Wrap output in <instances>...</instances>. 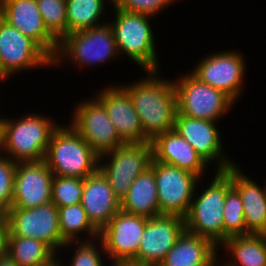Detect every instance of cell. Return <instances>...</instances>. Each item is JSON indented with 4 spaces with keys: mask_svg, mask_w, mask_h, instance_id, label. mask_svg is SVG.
Instances as JSON below:
<instances>
[{
    "mask_svg": "<svg viewBox=\"0 0 266 266\" xmlns=\"http://www.w3.org/2000/svg\"><path fill=\"white\" fill-rule=\"evenodd\" d=\"M48 31L60 42L67 34L66 0H36Z\"/></svg>",
    "mask_w": 266,
    "mask_h": 266,
    "instance_id": "cell-30",
    "label": "cell"
},
{
    "mask_svg": "<svg viewBox=\"0 0 266 266\" xmlns=\"http://www.w3.org/2000/svg\"><path fill=\"white\" fill-rule=\"evenodd\" d=\"M83 179L77 177H53L51 202L57 207L81 203Z\"/></svg>",
    "mask_w": 266,
    "mask_h": 266,
    "instance_id": "cell-31",
    "label": "cell"
},
{
    "mask_svg": "<svg viewBox=\"0 0 266 266\" xmlns=\"http://www.w3.org/2000/svg\"><path fill=\"white\" fill-rule=\"evenodd\" d=\"M185 230L184 218L178 215L160 214L147 218L138 255L130 263L159 266Z\"/></svg>",
    "mask_w": 266,
    "mask_h": 266,
    "instance_id": "cell-15",
    "label": "cell"
},
{
    "mask_svg": "<svg viewBox=\"0 0 266 266\" xmlns=\"http://www.w3.org/2000/svg\"><path fill=\"white\" fill-rule=\"evenodd\" d=\"M239 193L232 187L226 193L223 208V243L231 236L249 235Z\"/></svg>",
    "mask_w": 266,
    "mask_h": 266,
    "instance_id": "cell-29",
    "label": "cell"
},
{
    "mask_svg": "<svg viewBox=\"0 0 266 266\" xmlns=\"http://www.w3.org/2000/svg\"><path fill=\"white\" fill-rule=\"evenodd\" d=\"M121 210L146 218L160 215L156 178L151 167L135 178L121 201Z\"/></svg>",
    "mask_w": 266,
    "mask_h": 266,
    "instance_id": "cell-24",
    "label": "cell"
},
{
    "mask_svg": "<svg viewBox=\"0 0 266 266\" xmlns=\"http://www.w3.org/2000/svg\"><path fill=\"white\" fill-rule=\"evenodd\" d=\"M3 121L2 117H0V156L3 154Z\"/></svg>",
    "mask_w": 266,
    "mask_h": 266,
    "instance_id": "cell-38",
    "label": "cell"
},
{
    "mask_svg": "<svg viewBox=\"0 0 266 266\" xmlns=\"http://www.w3.org/2000/svg\"><path fill=\"white\" fill-rule=\"evenodd\" d=\"M217 122L194 119L180 114L175 117V131L183 137L208 165L216 162L217 171H225L236 164L224 154L222 139L216 126ZM226 156V157H225ZM218 161V162H217Z\"/></svg>",
    "mask_w": 266,
    "mask_h": 266,
    "instance_id": "cell-16",
    "label": "cell"
},
{
    "mask_svg": "<svg viewBox=\"0 0 266 266\" xmlns=\"http://www.w3.org/2000/svg\"><path fill=\"white\" fill-rule=\"evenodd\" d=\"M81 204L89 221L99 232L121 210L120 200L99 170L83 179Z\"/></svg>",
    "mask_w": 266,
    "mask_h": 266,
    "instance_id": "cell-21",
    "label": "cell"
},
{
    "mask_svg": "<svg viewBox=\"0 0 266 266\" xmlns=\"http://www.w3.org/2000/svg\"><path fill=\"white\" fill-rule=\"evenodd\" d=\"M85 100L75 106L70 125L99 156L123 145L104 106L95 97Z\"/></svg>",
    "mask_w": 266,
    "mask_h": 266,
    "instance_id": "cell-14",
    "label": "cell"
},
{
    "mask_svg": "<svg viewBox=\"0 0 266 266\" xmlns=\"http://www.w3.org/2000/svg\"><path fill=\"white\" fill-rule=\"evenodd\" d=\"M217 250L211 240L185 230L159 266H217Z\"/></svg>",
    "mask_w": 266,
    "mask_h": 266,
    "instance_id": "cell-23",
    "label": "cell"
},
{
    "mask_svg": "<svg viewBox=\"0 0 266 266\" xmlns=\"http://www.w3.org/2000/svg\"><path fill=\"white\" fill-rule=\"evenodd\" d=\"M0 17L55 58L59 41L45 27L36 0H0Z\"/></svg>",
    "mask_w": 266,
    "mask_h": 266,
    "instance_id": "cell-17",
    "label": "cell"
},
{
    "mask_svg": "<svg viewBox=\"0 0 266 266\" xmlns=\"http://www.w3.org/2000/svg\"><path fill=\"white\" fill-rule=\"evenodd\" d=\"M146 78L124 84L140 118L148 141L174 129L177 114L176 92L173 80L160 78L159 71H145Z\"/></svg>",
    "mask_w": 266,
    "mask_h": 266,
    "instance_id": "cell-1",
    "label": "cell"
},
{
    "mask_svg": "<svg viewBox=\"0 0 266 266\" xmlns=\"http://www.w3.org/2000/svg\"><path fill=\"white\" fill-rule=\"evenodd\" d=\"M123 84L110 85L95 98L104 106L107 116L124 143H146L148 140L142 130L140 118L134 108L128 92Z\"/></svg>",
    "mask_w": 266,
    "mask_h": 266,
    "instance_id": "cell-19",
    "label": "cell"
},
{
    "mask_svg": "<svg viewBox=\"0 0 266 266\" xmlns=\"http://www.w3.org/2000/svg\"><path fill=\"white\" fill-rule=\"evenodd\" d=\"M95 242L98 244L96 245ZM77 244L78 246H76ZM76 246V250L71 256L72 260L69 266H104L105 260L101 257L102 252L105 254L104 246L102 241L97 238L91 241H79V242H67L64 247ZM101 245V246H100ZM97 246H99L97 248ZM101 247V248H100ZM100 250V251H99ZM104 261V262H103Z\"/></svg>",
    "mask_w": 266,
    "mask_h": 266,
    "instance_id": "cell-32",
    "label": "cell"
},
{
    "mask_svg": "<svg viewBox=\"0 0 266 266\" xmlns=\"http://www.w3.org/2000/svg\"><path fill=\"white\" fill-rule=\"evenodd\" d=\"M4 252L18 266H38L59 254L41 240L21 236H5Z\"/></svg>",
    "mask_w": 266,
    "mask_h": 266,
    "instance_id": "cell-26",
    "label": "cell"
},
{
    "mask_svg": "<svg viewBox=\"0 0 266 266\" xmlns=\"http://www.w3.org/2000/svg\"><path fill=\"white\" fill-rule=\"evenodd\" d=\"M114 10L115 19L108 23L114 33L118 53L127 55L129 60L131 59L143 69V72L160 71L155 33L149 22L153 16L119 8Z\"/></svg>",
    "mask_w": 266,
    "mask_h": 266,
    "instance_id": "cell-4",
    "label": "cell"
},
{
    "mask_svg": "<svg viewBox=\"0 0 266 266\" xmlns=\"http://www.w3.org/2000/svg\"><path fill=\"white\" fill-rule=\"evenodd\" d=\"M147 218L119 210L99 232L105 255L111 263H130L139 252Z\"/></svg>",
    "mask_w": 266,
    "mask_h": 266,
    "instance_id": "cell-13",
    "label": "cell"
},
{
    "mask_svg": "<svg viewBox=\"0 0 266 266\" xmlns=\"http://www.w3.org/2000/svg\"><path fill=\"white\" fill-rule=\"evenodd\" d=\"M111 266H137V265H133L131 263H117V264H111Z\"/></svg>",
    "mask_w": 266,
    "mask_h": 266,
    "instance_id": "cell-40",
    "label": "cell"
},
{
    "mask_svg": "<svg viewBox=\"0 0 266 266\" xmlns=\"http://www.w3.org/2000/svg\"><path fill=\"white\" fill-rule=\"evenodd\" d=\"M16 166L15 161L5 155L0 156V210L5 213L13 203Z\"/></svg>",
    "mask_w": 266,
    "mask_h": 266,
    "instance_id": "cell-33",
    "label": "cell"
},
{
    "mask_svg": "<svg viewBox=\"0 0 266 266\" xmlns=\"http://www.w3.org/2000/svg\"><path fill=\"white\" fill-rule=\"evenodd\" d=\"M221 246L233 258L223 266H266V234L231 236Z\"/></svg>",
    "mask_w": 266,
    "mask_h": 266,
    "instance_id": "cell-25",
    "label": "cell"
},
{
    "mask_svg": "<svg viewBox=\"0 0 266 266\" xmlns=\"http://www.w3.org/2000/svg\"><path fill=\"white\" fill-rule=\"evenodd\" d=\"M152 159L151 141L124 143L99 157L98 170L121 202L135 178L150 167Z\"/></svg>",
    "mask_w": 266,
    "mask_h": 266,
    "instance_id": "cell-8",
    "label": "cell"
},
{
    "mask_svg": "<svg viewBox=\"0 0 266 266\" xmlns=\"http://www.w3.org/2000/svg\"><path fill=\"white\" fill-rule=\"evenodd\" d=\"M0 266H18L6 252L0 253Z\"/></svg>",
    "mask_w": 266,
    "mask_h": 266,
    "instance_id": "cell-36",
    "label": "cell"
},
{
    "mask_svg": "<svg viewBox=\"0 0 266 266\" xmlns=\"http://www.w3.org/2000/svg\"><path fill=\"white\" fill-rule=\"evenodd\" d=\"M177 111L194 119L218 122L235 102L224 92L200 81L191 72L173 80Z\"/></svg>",
    "mask_w": 266,
    "mask_h": 266,
    "instance_id": "cell-7",
    "label": "cell"
},
{
    "mask_svg": "<svg viewBox=\"0 0 266 266\" xmlns=\"http://www.w3.org/2000/svg\"><path fill=\"white\" fill-rule=\"evenodd\" d=\"M153 160L173 165L202 180L209 165L175 129L156 136L151 141Z\"/></svg>",
    "mask_w": 266,
    "mask_h": 266,
    "instance_id": "cell-20",
    "label": "cell"
},
{
    "mask_svg": "<svg viewBox=\"0 0 266 266\" xmlns=\"http://www.w3.org/2000/svg\"><path fill=\"white\" fill-rule=\"evenodd\" d=\"M99 155L69 124L52 132L44 161L55 176L84 179L99 169Z\"/></svg>",
    "mask_w": 266,
    "mask_h": 266,
    "instance_id": "cell-3",
    "label": "cell"
},
{
    "mask_svg": "<svg viewBox=\"0 0 266 266\" xmlns=\"http://www.w3.org/2000/svg\"><path fill=\"white\" fill-rule=\"evenodd\" d=\"M53 173L46 162H19L11 208L30 209L51 202Z\"/></svg>",
    "mask_w": 266,
    "mask_h": 266,
    "instance_id": "cell-18",
    "label": "cell"
},
{
    "mask_svg": "<svg viewBox=\"0 0 266 266\" xmlns=\"http://www.w3.org/2000/svg\"><path fill=\"white\" fill-rule=\"evenodd\" d=\"M242 171L234 164L224 172L241 197L246 230L250 234H266V185L261 187Z\"/></svg>",
    "mask_w": 266,
    "mask_h": 266,
    "instance_id": "cell-22",
    "label": "cell"
},
{
    "mask_svg": "<svg viewBox=\"0 0 266 266\" xmlns=\"http://www.w3.org/2000/svg\"><path fill=\"white\" fill-rule=\"evenodd\" d=\"M52 66L53 59L34 40L23 35L0 17L1 82L23 70Z\"/></svg>",
    "mask_w": 266,
    "mask_h": 266,
    "instance_id": "cell-10",
    "label": "cell"
},
{
    "mask_svg": "<svg viewBox=\"0 0 266 266\" xmlns=\"http://www.w3.org/2000/svg\"><path fill=\"white\" fill-rule=\"evenodd\" d=\"M5 214V236L38 239L56 253L67 243L60 233L58 208L52 202L30 209L10 208Z\"/></svg>",
    "mask_w": 266,
    "mask_h": 266,
    "instance_id": "cell-9",
    "label": "cell"
},
{
    "mask_svg": "<svg viewBox=\"0 0 266 266\" xmlns=\"http://www.w3.org/2000/svg\"><path fill=\"white\" fill-rule=\"evenodd\" d=\"M58 213L60 233L66 242L82 241L79 236H81L83 231L84 234L86 232V235H89L83 241L99 238V231L89 221L81 203L60 207L58 208Z\"/></svg>",
    "mask_w": 266,
    "mask_h": 266,
    "instance_id": "cell-27",
    "label": "cell"
},
{
    "mask_svg": "<svg viewBox=\"0 0 266 266\" xmlns=\"http://www.w3.org/2000/svg\"><path fill=\"white\" fill-rule=\"evenodd\" d=\"M5 231H6V214L4 211L0 210V253L4 251Z\"/></svg>",
    "mask_w": 266,
    "mask_h": 266,
    "instance_id": "cell-35",
    "label": "cell"
},
{
    "mask_svg": "<svg viewBox=\"0 0 266 266\" xmlns=\"http://www.w3.org/2000/svg\"><path fill=\"white\" fill-rule=\"evenodd\" d=\"M191 73L200 81L224 92L235 103L244 91L246 63L238 50L206 54Z\"/></svg>",
    "mask_w": 266,
    "mask_h": 266,
    "instance_id": "cell-11",
    "label": "cell"
},
{
    "mask_svg": "<svg viewBox=\"0 0 266 266\" xmlns=\"http://www.w3.org/2000/svg\"><path fill=\"white\" fill-rule=\"evenodd\" d=\"M23 116L19 119L2 117L3 155L16 163L43 161L51 134L59 125L51 117L37 113Z\"/></svg>",
    "mask_w": 266,
    "mask_h": 266,
    "instance_id": "cell-2",
    "label": "cell"
},
{
    "mask_svg": "<svg viewBox=\"0 0 266 266\" xmlns=\"http://www.w3.org/2000/svg\"><path fill=\"white\" fill-rule=\"evenodd\" d=\"M211 184L199 195L194 192L189 211L184 217L189 233L223 244V208L226 193L232 188L231 178L224 171H215ZM196 193V194H195Z\"/></svg>",
    "mask_w": 266,
    "mask_h": 266,
    "instance_id": "cell-5",
    "label": "cell"
},
{
    "mask_svg": "<svg viewBox=\"0 0 266 266\" xmlns=\"http://www.w3.org/2000/svg\"><path fill=\"white\" fill-rule=\"evenodd\" d=\"M179 0H121L118 8L128 12H136L150 16H156L164 7Z\"/></svg>",
    "mask_w": 266,
    "mask_h": 266,
    "instance_id": "cell-34",
    "label": "cell"
},
{
    "mask_svg": "<svg viewBox=\"0 0 266 266\" xmlns=\"http://www.w3.org/2000/svg\"><path fill=\"white\" fill-rule=\"evenodd\" d=\"M119 57L114 33L107 23L67 34L60 42L53 67L70 61L75 67H91ZM110 59V60H109ZM72 60V61H71ZM64 61V62H63Z\"/></svg>",
    "mask_w": 266,
    "mask_h": 266,
    "instance_id": "cell-6",
    "label": "cell"
},
{
    "mask_svg": "<svg viewBox=\"0 0 266 266\" xmlns=\"http://www.w3.org/2000/svg\"><path fill=\"white\" fill-rule=\"evenodd\" d=\"M160 214L185 217L200 179L182 169L152 159Z\"/></svg>",
    "mask_w": 266,
    "mask_h": 266,
    "instance_id": "cell-12",
    "label": "cell"
},
{
    "mask_svg": "<svg viewBox=\"0 0 266 266\" xmlns=\"http://www.w3.org/2000/svg\"><path fill=\"white\" fill-rule=\"evenodd\" d=\"M104 3L106 2L105 0H102ZM111 1L110 3L112 4L113 8H118V6L120 5L121 0H108Z\"/></svg>",
    "mask_w": 266,
    "mask_h": 266,
    "instance_id": "cell-39",
    "label": "cell"
},
{
    "mask_svg": "<svg viewBox=\"0 0 266 266\" xmlns=\"http://www.w3.org/2000/svg\"><path fill=\"white\" fill-rule=\"evenodd\" d=\"M56 257L59 258L58 255H55L50 260H48L46 263L40 264L38 266H64V265L61 264L62 261H60Z\"/></svg>",
    "mask_w": 266,
    "mask_h": 266,
    "instance_id": "cell-37",
    "label": "cell"
},
{
    "mask_svg": "<svg viewBox=\"0 0 266 266\" xmlns=\"http://www.w3.org/2000/svg\"><path fill=\"white\" fill-rule=\"evenodd\" d=\"M105 5L102 0H66L68 34L107 23H101Z\"/></svg>",
    "mask_w": 266,
    "mask_h": 266,
    "instance_id": "cell-28",
    "label": "cell"
}]
</instances>
